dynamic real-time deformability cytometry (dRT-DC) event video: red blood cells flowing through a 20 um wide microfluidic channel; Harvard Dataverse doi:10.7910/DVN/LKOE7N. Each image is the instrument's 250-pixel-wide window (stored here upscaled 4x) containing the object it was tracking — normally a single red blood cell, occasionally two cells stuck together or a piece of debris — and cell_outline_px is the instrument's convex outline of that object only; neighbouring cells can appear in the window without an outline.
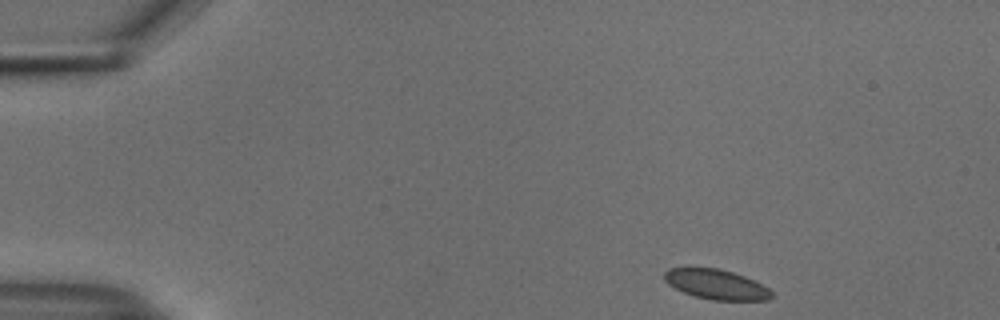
{"species": "common noctule bat (a hibernating species)", "species_latin": "Nyctalus noctula", "temperature_condition": "cold", "stored_images_in_passage": 48, "camera_frame_rate_fps": 3000, "um_per_image_px": 0.085, "animal": {"sex": "male", "body_mass_g": 18.8}, "frame": {"image": 1, "passage_image": 1, "time_ms": 0.0, "image_size_px": [1000, 320], "cell_outline_px": [[772, 296], [768, 300], [712, 300], [696, 296], [684, 292], [668, 284], [664, 280], [664, 272], [668, 268], [716, 268], [732, 272], [744, 276], [768, 288], [772, 292]], "centroid_in_image_um": [60.86, 24.17], "position_along_channel_um": 24.1, "area_um2": 18.38}}
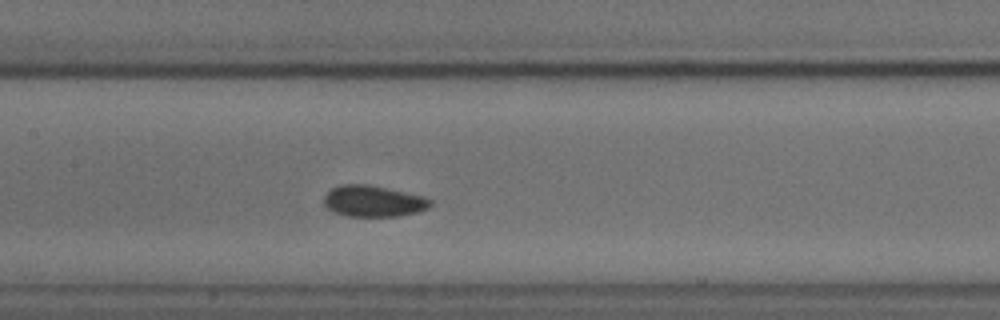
{"frame": {"image": 2, "passage_image": 20, "time_ms": 6.333, "image_size_px": [1000, 320], "cell_outline_px": [[432, 204], [428, 208], [416, 212], [396, 216], [348, 216], [332, 212], [324, 204], [324, 196], [332, 188], [340, 184], [368, 184], [424, 196], [432, 200]], "centroid_in_image_um": [31.72, 17.09], "position_along_channel_um": 175.7, "area_um2": 19.36}}
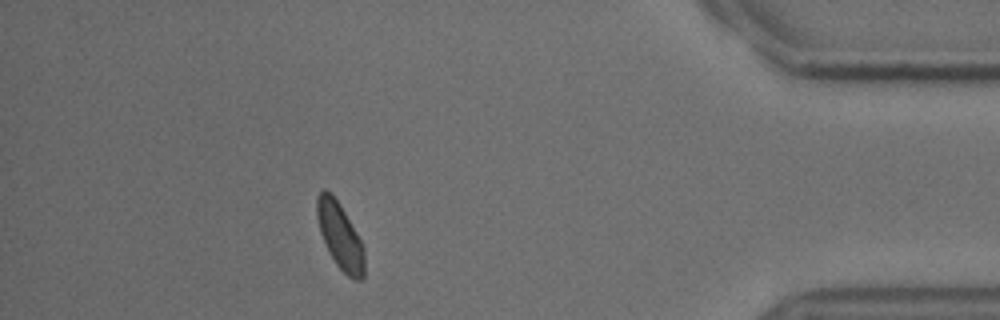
{"frame": {"image": 3, "passage_image": 42, "time_ms": 13.667, "image_size_px": [1000, 320], "cell_outline_px": [[364, 276], [360, 280], [352, 280], [336, 264], [320, 232], [316, 216], [316, 196], [324, 188], [340, 204], [356, 232], [364, 248]], "centroid_in_image_um": [28.9, 20.06], "position_along_channel_um": 406.3, "area_um2": 17.98}, "authors_computed_cell_mechanics": {"area_um2": 19.0162, "velocity_mm_per_s": 3.7252, "shape_relaxation_time_tau1_ms": null, "shape_relaxation_time_tau2_ms": 1.7717, "deformation_change_tau1": null, "deformation_change_tau2": 0.0478}}